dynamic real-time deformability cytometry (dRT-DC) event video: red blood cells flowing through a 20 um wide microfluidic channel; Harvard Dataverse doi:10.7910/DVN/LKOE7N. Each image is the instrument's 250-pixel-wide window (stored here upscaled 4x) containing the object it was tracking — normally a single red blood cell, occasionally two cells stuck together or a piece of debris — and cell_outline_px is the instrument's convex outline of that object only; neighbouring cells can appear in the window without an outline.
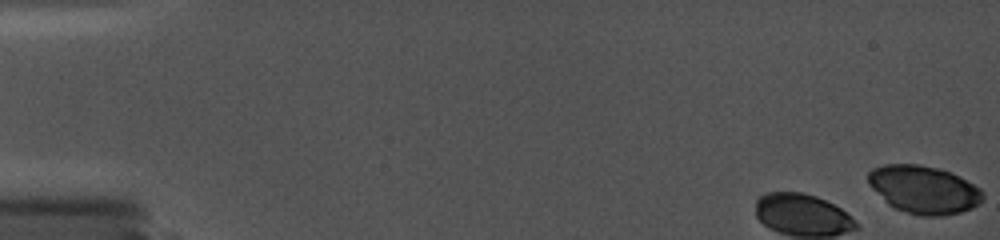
{"species": "common noctule bat (a hibernating species)", "species_latin": "Nyctalus noctula", "temperature_condition": "cold", "stored_images_in_passage": 17, "camera_frame_rate_fps": 5000, "um_per_image_px": 0.085, "animal": {"sex": "female", "body_mass_g": 19.0, "forearm_length_mm": 56.7}, "frame": {"image": 1, "passage_image": 1, "time_ms": 0.0, "image_size_px": [1000, 240], "cell_outline_px": [[984, 200], [980, 204], [972, 208], [960, 212], [944, 216], [920, 216], [896, 208], [888, 204], [868, 184], [868, 172], [872, 168], [884, 164], [920, 164], [940, 168], [952, 172], [960, 176], [980, 188], [984, 192]], "centroid_in_image_um": [78.56, 16.1], "position_along_channel_um": 6.4, "area_um2": 32.31}}